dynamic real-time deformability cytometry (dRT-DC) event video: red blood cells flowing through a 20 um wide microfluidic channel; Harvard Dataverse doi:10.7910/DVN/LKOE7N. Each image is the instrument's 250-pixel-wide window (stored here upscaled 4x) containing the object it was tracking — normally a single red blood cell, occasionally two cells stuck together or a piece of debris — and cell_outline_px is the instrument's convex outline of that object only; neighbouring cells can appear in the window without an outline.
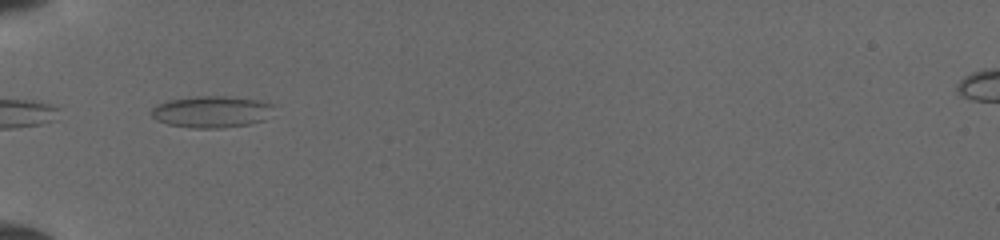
{"species": "common noctule bat (a hibernating species)", "species_latin": "Nyctalus noctula", "temperature_condition": "cold", "stored_images_in_passage": 32, "camera_frame_rate_fps": 3000, "um_per_image_px": 0.085, "animal": {"sex": "female", "body_mass_g": 19.5, "forearm_length_mm": 54.1}, "frame": {"image": 1, "passage_image": 1, "time_ms": 0.0, "image_size_px": [1000, 240], "cell_outline_px": [[272, 104], [264, 120], [248, 124], [224, 128], [192, 128], [168, 124], [156, 120], [148, 112], [156, 104], [168, 100], [196, 96], [224, 96], [260, 100]], "centroid_in_image_um": [17.89, 9.5], "position_along_channel_um": 67.1, "area_um2": 22.48}}
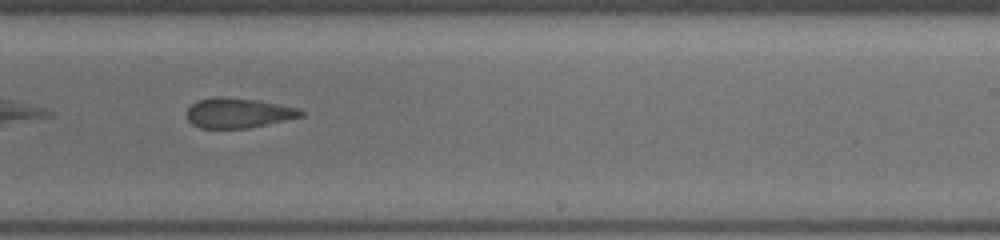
{"frame": {"image": 2, "passage_image": 16, "time_ms": 5.0, "image_size_px": [1000, 240], "cell_outline_px": [[304, 116], [248, 128], [200, 128], [192, 124], [188, 120], [184, 112], [196, 100], [212, 96], [224, 96], [256, 100], [300, 108], [304, 112]], "centroid_in_image_um": [20.2, 9.59], "position_along_channel_um": 268.8, "area_um2": 20.17}}
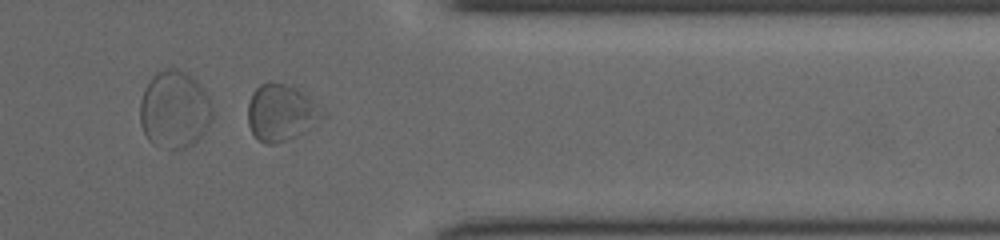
{"frame": {"image": 3, "passage_image": 25, "time_ms": 8.0, "image_size_px": [1000, 240], "cell_outline_px": [[316, 112], [296, 136], [272, 144], [264, 144], [252, 132], [248, 124], [248, 104], [252, 92], [260, 84], [268, 80], [284, 84], [296, 88], [308, 96]], "centroid_in_image_um": [23.64, 9.51], "position_along_channel_um": 387.8, "area_um2": 22.6}}